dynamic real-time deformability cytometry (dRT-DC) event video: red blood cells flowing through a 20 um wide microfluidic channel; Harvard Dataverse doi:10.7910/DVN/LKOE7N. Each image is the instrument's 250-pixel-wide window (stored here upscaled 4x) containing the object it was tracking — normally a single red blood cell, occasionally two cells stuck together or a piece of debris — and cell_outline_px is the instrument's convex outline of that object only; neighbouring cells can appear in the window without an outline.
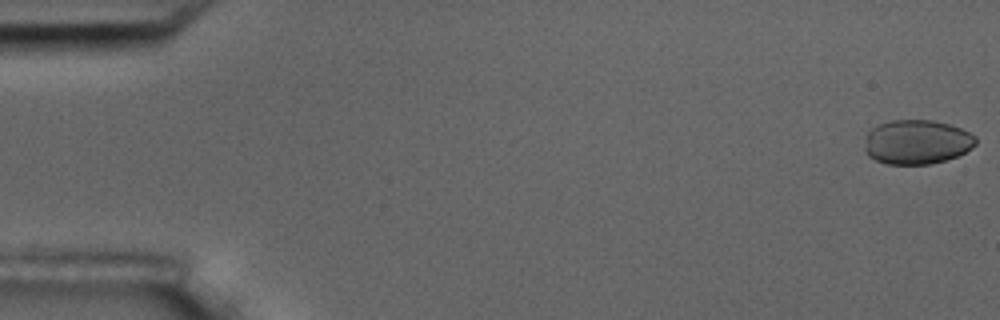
{"species": "common noctule bat (a hibernating species)", "species_latin": "Nyctalus noctula", "temperature_condition": "room temperature", "stored_images_in_passage": 56, "camera_frame_rate_fps": 3000, "um_per_image_px": 0.085, "animal": {"sex": "male", "body_mass_g": 17.5, "forearm_length_mm": 52.3}, "frame": {"image": 1, "passage_image": 1, "time_ms": 0.0, "image_size_px": [1000, 320], "cell_outline_px": [[976, 144], [972, 148], [956, 156], [944, 160], [928, 164], [888, 164], [876, 160], [868, 156], [864, 148], [868, 132], [872, 128], [880, 124], [892, 120], [932, 120], [948, 124], [960, 128], [976, 136]], "centroid_in_image_um": [77.93, 12.07], "position_along_channel_um": 7.1, "area_um2": 28.55}}
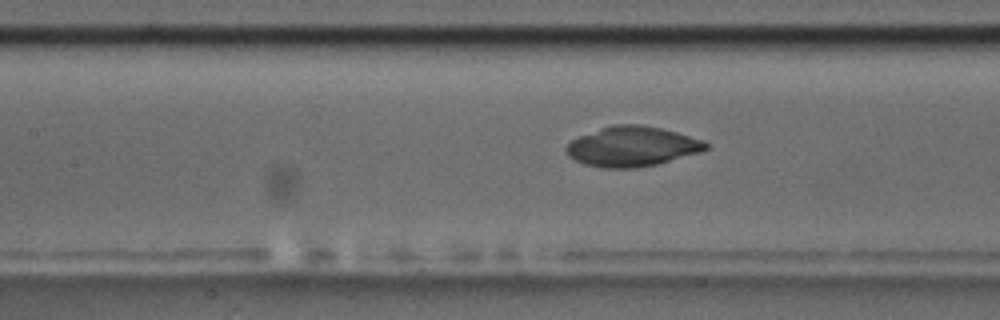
{"frame": {"image": 2, "passage_image": 25, "time_ms": 8.0, "image_size_px": [1000, 320], "cell_outline_px": [[708, 148], [700, 152], [656, 164], [636, 168], [600, 168], [584, 164], [568, 156], [564, 148], [572, 140], [580, 136], [600, 128], [612, 124], [644, 124], [676, 132], [704, 140], [708, 144]], "centroid_in_image_um": [53.71, 12.45], "position_along_channel_um": 153.7, "area_um2": 32.48}}
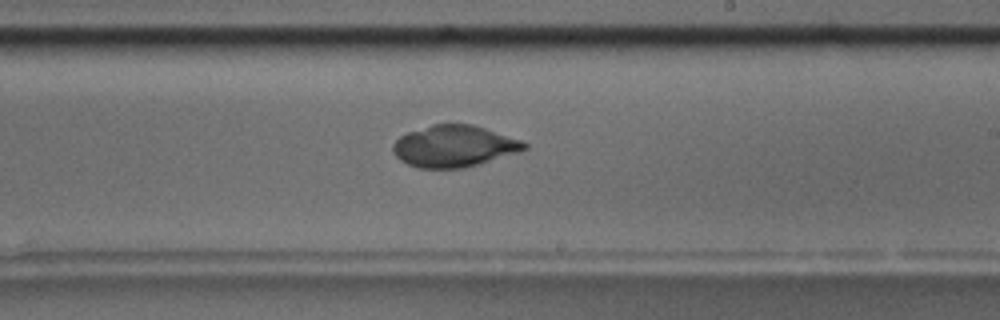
{"frame": {"image": 3, "passage_image": 33, "time_ms": 10.667, "image_size_px": [1000, 320], "cell_outline_px": [[528, 148], [520, 152], [464, 168], [416, 168], [400, 160], [392, 152], [392, 144], [400, 136], [408, 132], [432, 124], [472, 124], [520, 140], [528, 144]], "centroid_in_image_um": [38.57, 12.43], "position_along_channel_um": 250.4, "area_um2": 31.79}}